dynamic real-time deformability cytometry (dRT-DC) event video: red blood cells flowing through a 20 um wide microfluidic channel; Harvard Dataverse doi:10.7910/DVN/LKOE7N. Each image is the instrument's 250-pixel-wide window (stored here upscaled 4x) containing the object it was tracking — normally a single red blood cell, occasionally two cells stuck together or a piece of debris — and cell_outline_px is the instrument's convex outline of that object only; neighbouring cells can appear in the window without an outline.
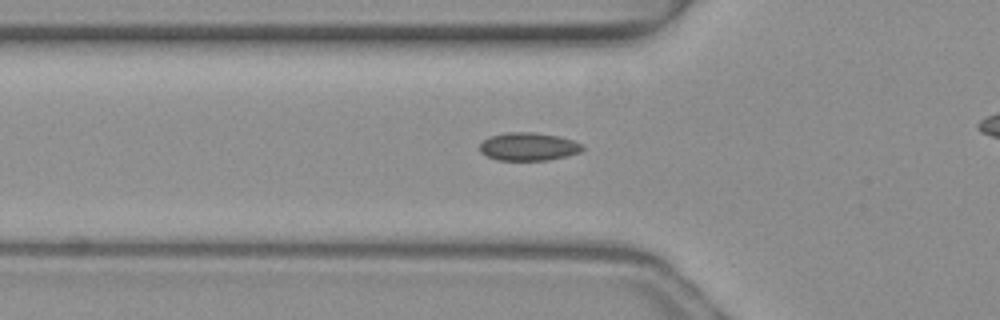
{"species": "common noctule bat (a hibernating species)", "species_latin": "Nyctalus noctula", "temperature_condition": "warm", "stored_images_in_passage": 41, "camera_frame_rate_fps": 3000, "um_per_image_px": 0.085, "animal": {"sex": "female", "body_mass_g": 19.3, "forearm_length_mm": 54.1}, "frame": {"image": 1, "passage_image": 17, "time_ms": 5.333, "image_size_px": [1000, 320], "cell_outline_px": [[584, 148], [580, 152], [568, 156], [548, 160], [496, 160], [480, 152], [480, 144], [484, 140], [492, 136], [504, 132], [532, 132], [556, 136], [572, 140], [584, 144]], "centroid_in_image_um": [44.94, 12.47], "position_along_channel_um": 80.9, "area_um2": 16.76}}
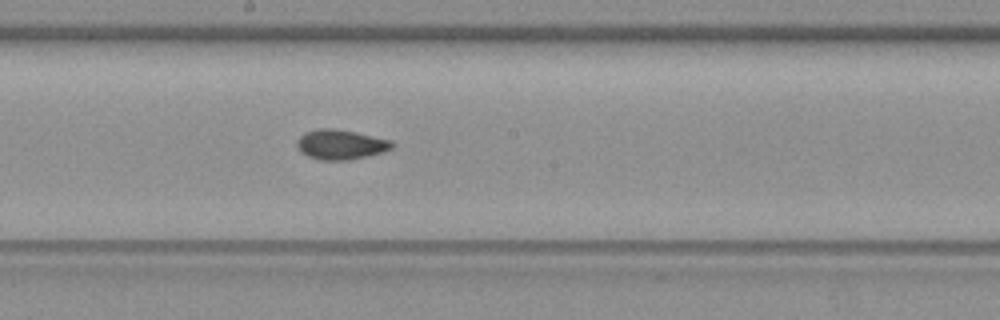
{"frame": {"image": 2, "passage_image": 27, "time_ms": 8.667, "image_size_px": [1000, 320], "cell_outline_px": [[396, 144], [392, 148], [384, 152], [348, 160], [320, 160], [308, 156], [300, 152], [296, 144], [296, 140], [304, 132], [316, 128], [332, 128], [392, 140]], "centroid_in_image_um": [28.94, 12.28], "position_along_channel_um": 219.3, "area_um2": 16.59}}
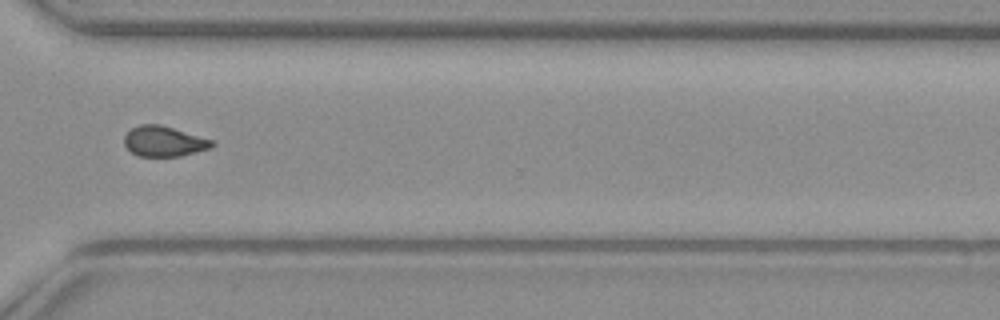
{"frame": {"image": 3, "passage_image": 37, "time_ms": 12.0, "image_size_px": [1000, 320], "cell_outline_px": [[216, 144], [208, 148], [180, 156], [140, 156], [132, 152], [124, 144], [124, 136], [132, 128], [140, 124], [160, 124], [212, 140]], "centroid_in_image_um": [13.91, 12.0], "position_along_channel_um": 356.7, "area_um2": 15.2}}